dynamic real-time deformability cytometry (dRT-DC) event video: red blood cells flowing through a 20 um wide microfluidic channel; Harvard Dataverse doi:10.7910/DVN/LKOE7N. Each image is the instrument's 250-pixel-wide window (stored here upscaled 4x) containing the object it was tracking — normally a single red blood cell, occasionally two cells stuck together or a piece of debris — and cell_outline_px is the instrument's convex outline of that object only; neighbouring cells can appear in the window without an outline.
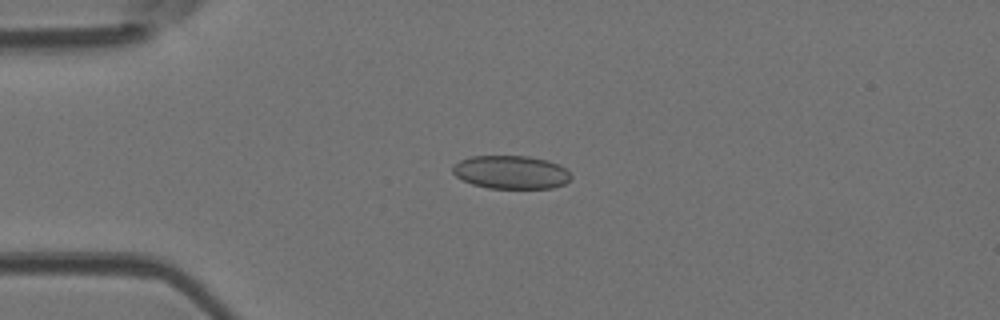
{"species": "Egyptian fruit bat (a non-hibernating species)", "species_latin": "Rousettus aegyptiacus", "temperature_condition": "room temperature", "stored_images_in_passage": 6, "camera_frame_rate_fps": 3000, "um_per_image_px": 0.085, "animal": {"sex": "female"}, "frame": {"image": 1, "passage_image": 4, "time_ms": 1.0, "image_size_px": [1000, 320], "cell_outline_px": [[572, 176], [564, 184], [552, 188], [488, 188], [472, 184], [456, 176], [452, 172], [452, 164], [460, 160], [472, 156], [528, 156], [548, 160], [564, 168]], "centroid_in_image_um": [43.4, 14.63], "position_along_channel_um": 41.6, "area_um2": 22.89}}
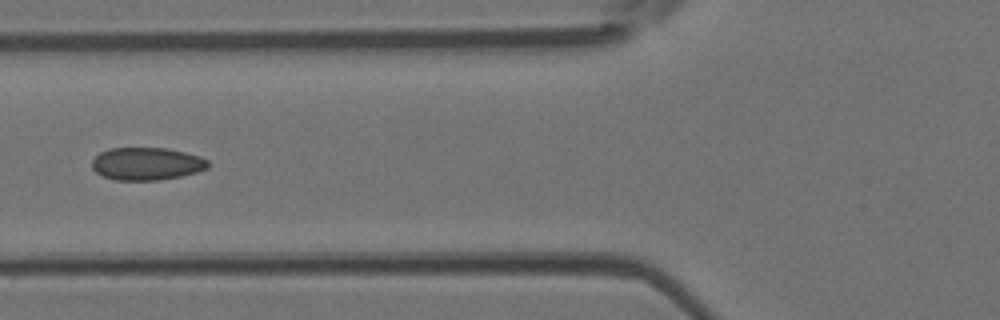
{"frame": {"image": 2, "passage_image": 6, "time_ms": 1.667, "image_size_px": [1000, 320], "cell_outline_px": [[208, 168], [196, 172], [180, 176], [160, 180], [116, 180], [104, 176], [96, 172], [92, 168], [92, 160], [100, 152], [108, 148], [164, 148], [184, 152], [200, 156], [208, 160]], "centroid_in_image_um": [12.46, 13.92], "position_along_channel_um": 113.3, "area_um2": 22.02}}